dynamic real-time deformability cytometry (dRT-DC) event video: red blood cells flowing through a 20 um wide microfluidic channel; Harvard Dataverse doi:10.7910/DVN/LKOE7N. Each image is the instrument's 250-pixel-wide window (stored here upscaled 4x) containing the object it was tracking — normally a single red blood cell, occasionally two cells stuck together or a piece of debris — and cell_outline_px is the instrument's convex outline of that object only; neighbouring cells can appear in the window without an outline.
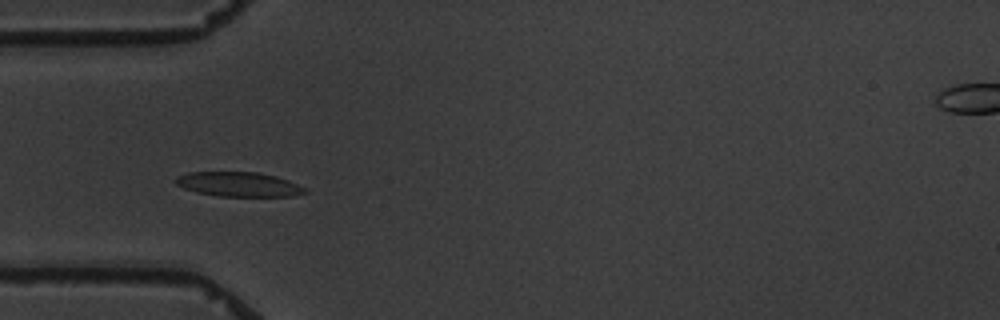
{"species": "common noctule bat (a hibernating species)", "species_latin": "Nyctalus noctula", "temperature_condition": "warm", "stored_images_in_passage": 5, "camera_frame_rate_fps": 3000, "um_per_image_px": 0.085, "animal": {"sex": "male", "body_mass_g": 19.5, "forearm_length_mm": 54.6}, "frame": {"image": 1, "passage_image": 4, "time_ms": 3.333, "image_size_px": [1000, 320], "cell_outline_px": [[308, 192], [292, 196], [216, 196], [196, 192], [184, 188], [176, 184], [172, 180], [176, 176], [188, 172], [260, 172], [276, 176], [288, 180], [304, 188]], "centroid_in_image_um": [20.23, 15.66], "position_along_channel_um": 64.8, "area_um2": 18.55}}
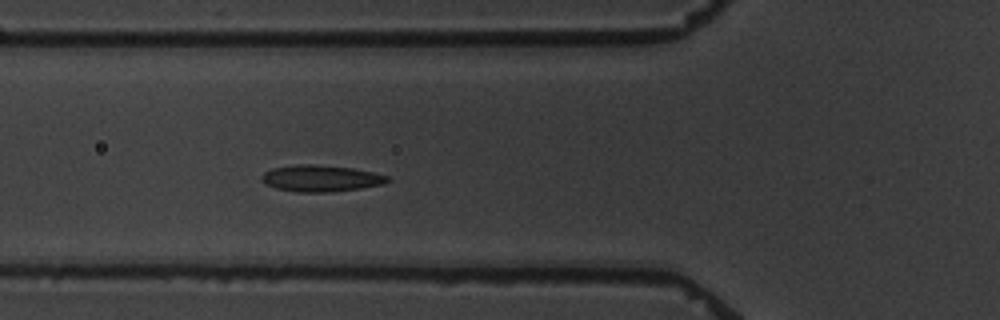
{"frame": {"image": 2, "passage_image": 5, "time_ms": 4.333, "image_size_px": [1000, 320], "cell_outline_px": [[392, 180], [384, 184], [360, 188], [328, 192], [296, 192], [276, 188], [264, 184], [260, 180], [260, 176], [264, 172], [272, 168], [296, 164], [312, 164], [352, 168], [372, 172], [388, 176]], "centroid_in_image_um": [27.23, 15.16], "position_along_channel_um": 98.6, "area_um2": 19.54}}